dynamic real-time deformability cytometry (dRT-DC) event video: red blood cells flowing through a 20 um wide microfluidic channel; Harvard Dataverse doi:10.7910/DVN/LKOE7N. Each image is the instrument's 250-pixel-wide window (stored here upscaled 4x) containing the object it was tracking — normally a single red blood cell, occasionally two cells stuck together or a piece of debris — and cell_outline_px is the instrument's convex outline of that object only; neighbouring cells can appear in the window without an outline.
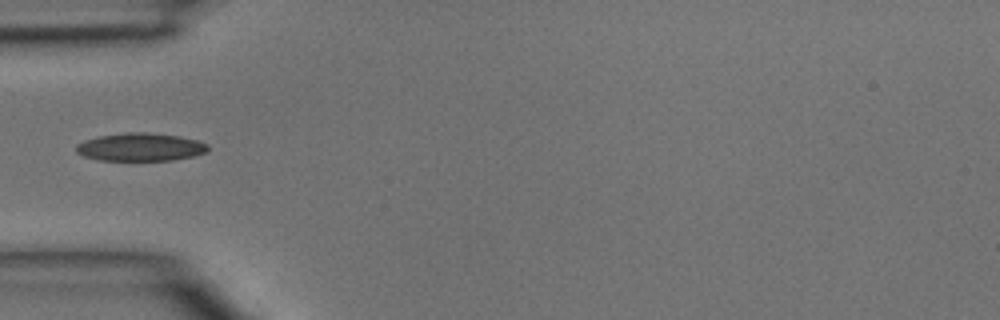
{"species": "common noctule bat (a hibernating species)", "species_latin": "Nyctalus noctula", "temperature_condition": "room temperature", "stored_images_in_passage": 1, "camera_frame_rate_fps": 3000, "um_per_image_px": 0.085, "animal": {"sex": "male", "body_mass_g": 15.6}, "frame": {"image": 1, "passage_image": 1, "time_ms": 0.0, "image_size_px": [1000, 320], "cell_outline_px": [[208, 152], [192, 156], [172, 160], [100, 160], [84, 156], [76, 152], [76, 144], [84, 140], [100, 136], [124, 132], [144, 132], [180, 136], [196, 140], [208, 144]], "centroid_in_image_um": [11.93, 12.49], "position_along_channel_um": 73.1, "area_um2": 21.44}}